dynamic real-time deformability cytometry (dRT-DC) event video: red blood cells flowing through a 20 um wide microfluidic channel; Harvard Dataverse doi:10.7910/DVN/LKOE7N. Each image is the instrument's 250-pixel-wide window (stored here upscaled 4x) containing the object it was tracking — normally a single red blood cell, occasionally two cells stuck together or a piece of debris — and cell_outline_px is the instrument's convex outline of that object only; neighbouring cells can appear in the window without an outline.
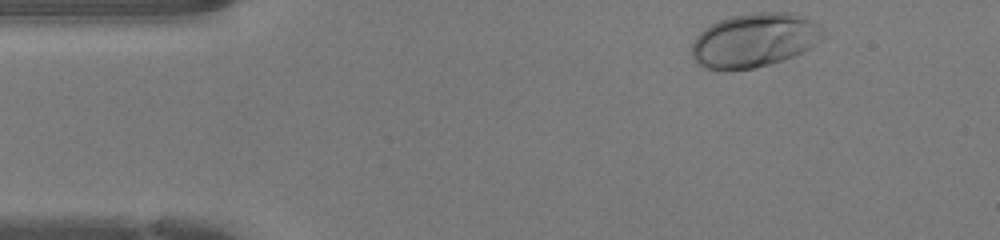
{"species": "human", "species_latin": "Homo sapiens", "temperature_condition": "warm", "stored_images_in_passage": 37, "camera_frame_rate_fps": 3000, "um_per_image_px": 0.085, "donor": {"sex": "female"}, "frame": {"image": 1, "passage_image": 1, "time_ms": 0.0, "image_size_px": [1000, 240], "cell_outline_px": [[816, 32], [812, 44], [804, 52], [784, 60], [752, 68], [704, 68], [696, 64], [692, 56], [692, 44], [696, 36], [704, 28], [720, 20], [732, 16], [756, 12], [788, 12], [804, 16], [816, 24]], "centroid_in_image_um": [64.0, 3.41], "position_along_channel_um": 21.0, "area_um2": 40.0}}
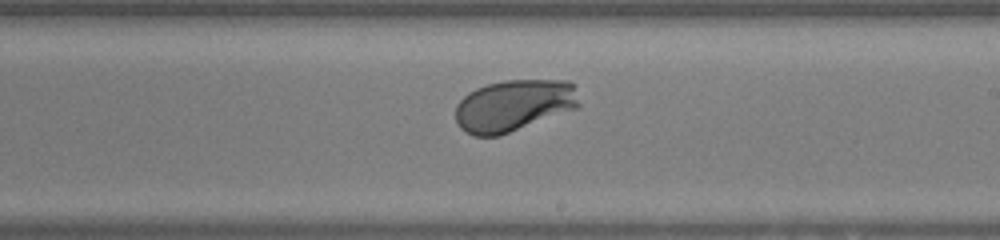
{"frame": {"image": 2, "passage_image": 22, "time_ms": 7.0, "image_size_px": [1000, 240], "cell_outline_px": [[580, 104], [576, 108], [500, 136], [472, 136], [464, 132], [456, 124], [456, 104], [468, 92], [476, 88], [488, 84], [504, 80], [568, 80], [572, 84]], "centroid_in_image_um": [43.62, 8.98], "position_along_channel_um": 245.4, "area_um2": 37.28}}
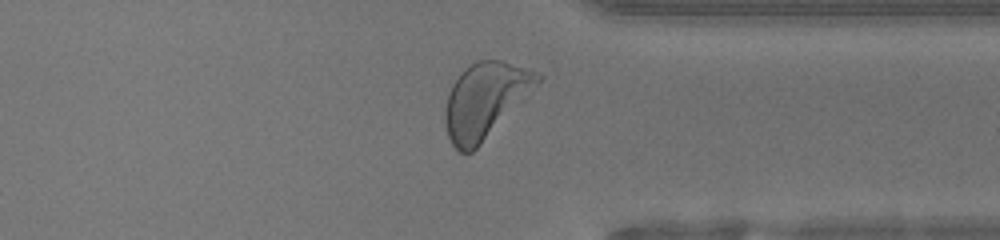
{"frame": {"image": 3, "passage_image": 31, "time_ms": 10.0, "image_size_px": [1000, 240], "cell_outline_px": [[544, 76], [480, 144], [472, 152], [460, 152], [452, 144], [448, 136], [444, 120], [444, 112], [448, 92], [452, 84], [464, 68], [476, 60], [500, 60], [540, 72]], "centroid_in_image_um": [41.18, 8.49], "position_along_channel_um": 370.2, "area_um2": 39.65}, "authors_computed_cell_mechanics": {"area_um2": 37.3966, "velocity_mm_per_s": 4.2644, "shape_relaxation_time_tau1_ms": 1.5097, "shape_relaxation_time_tau2_ms": null, "deformation_change_tau1": 0.1337, "deformation_change_tau2": null}}